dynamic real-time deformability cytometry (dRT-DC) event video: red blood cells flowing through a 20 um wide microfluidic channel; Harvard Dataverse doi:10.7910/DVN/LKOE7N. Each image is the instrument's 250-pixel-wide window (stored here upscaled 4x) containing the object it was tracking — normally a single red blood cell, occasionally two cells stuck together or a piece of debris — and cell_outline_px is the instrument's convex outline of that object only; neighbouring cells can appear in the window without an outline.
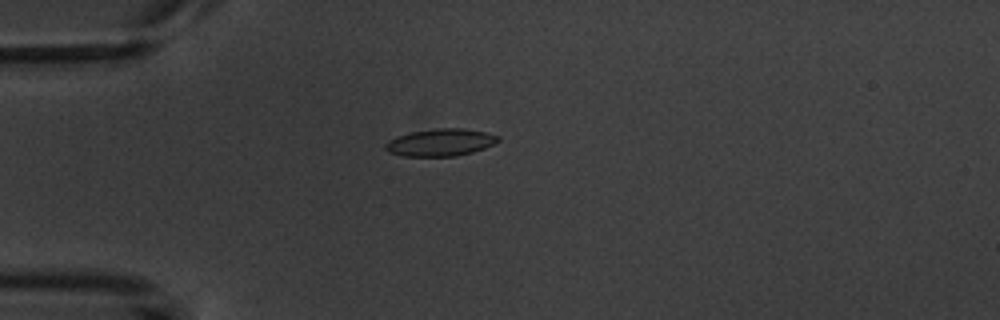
{"species": "common noctule bat (a hibernating species)", "species_latin": "Nyctalus noctula", "temperature_condition": "warm", "stored_images_in_passage": 8, "camera_frame_rate_fps": 3000, "um_per_image_px": 0.085, "animal": {"sex": "male", "body_mass_g": 20.1, "forearm_length_mm": 53.5}, "frame": {"image": 1, "passage_image": 3, "time_ms": 2.333, "image_size_px": [1000, 320], "cell_outline_px": [[500, 140], [484, 148], [472, 152], [456, 156], [404, 156], [388, 152], [384, 148], [384, 144], [388, 140], [396, 136], [412, 132], [436, 128], [464, 128], [484, 132], [500, 136]], "centroid_in_image_um": [37.41, 12.1], "position_along_channel_um": 47.6, "area_um2": 17.92}}
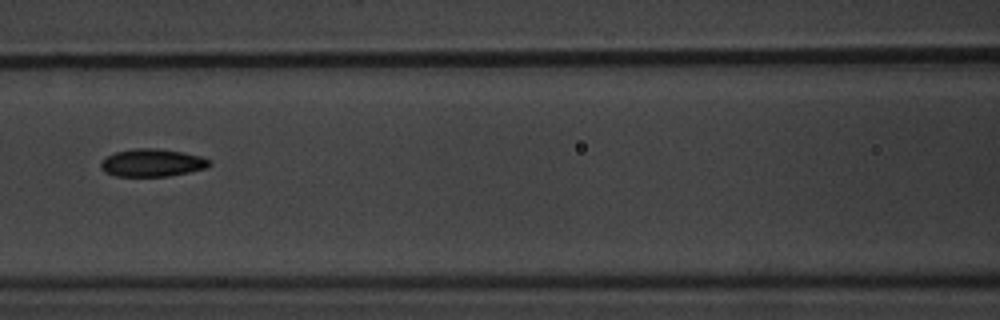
{"frame": {"image": 2, "passage_image": 6, "time_ms": 5.667, "image_size_px": [1000, 320], "cell_outline_px": [[212, 164], [204, 168], [188, 172], [168, 176], [116, 176], [104, 172], [100, 168], [100, 164], [108, 156], [116, 152], [136, 148], [156, 148], [184, 152], [200, 156], [212, 160]], "centroid_in_image_um": [12.95, 13.83], "position_along_channel_um": 153.6, "area_um2": 17.46}}
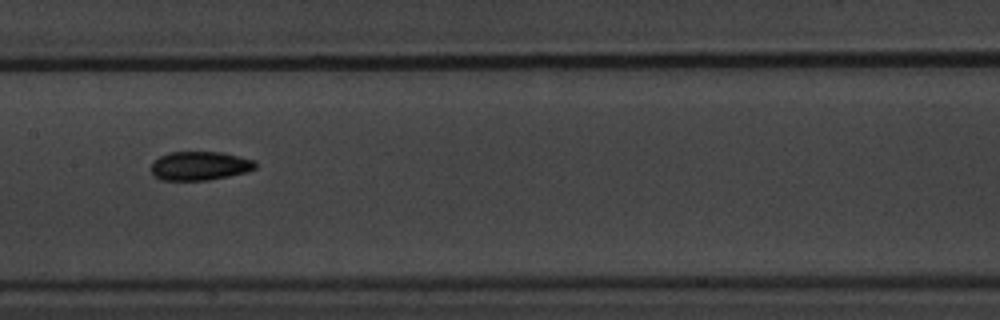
{"frame": {"image": 3, "passage_image": 7, "time_ms": 6.667, "image_size_px": [1000, 320], "cell_outline_px": [[256, 168], [248, 172], [208, 180], [160, 180], [152, 172], [152, 164], [160, 156], [172, 152], [224, 152], [256, 160]], "centroid_in_image_um": [17.05, 14.09], "position_along_channel_um": 190.4, "area_um2": 17.51}}